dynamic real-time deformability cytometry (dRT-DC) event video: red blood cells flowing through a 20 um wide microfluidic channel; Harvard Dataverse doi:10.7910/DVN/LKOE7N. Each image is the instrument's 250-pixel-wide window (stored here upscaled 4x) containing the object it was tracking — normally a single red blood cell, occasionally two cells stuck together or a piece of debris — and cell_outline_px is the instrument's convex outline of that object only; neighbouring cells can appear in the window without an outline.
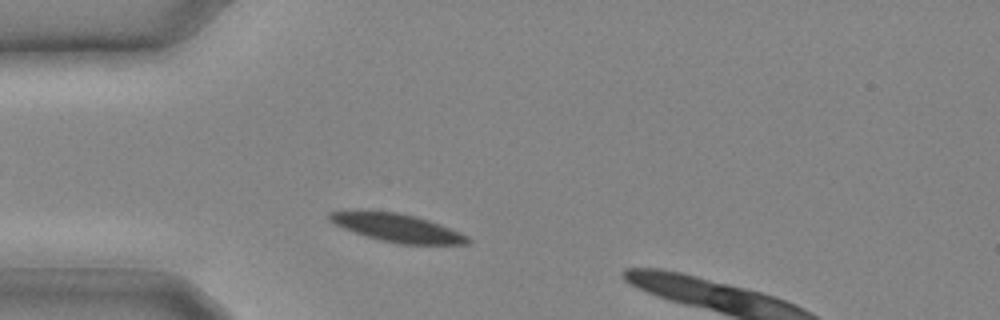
{"species": "common noctule bat (a hibernating species)", "species_latin": "Nyctalus noctula", "temperature_condition": "cold", "stored_images_in_passage": 21, "camera_frame_rate_fps": 3000, "um_per_image_px": 0.085, "animal": {"sex": "male", "body_mass_g": 20.4}, "frame": {"image": 1, "passage_image": 3, "time_ms": 0.667, "image_size_px": [1000, 320], "cell_outline_px": [[472, 240], [468, 244], [400, 244], [380, 240], [364, 236], [344, 228], [328, 220], [328, 212], [396, 212], [416, 216], [440, 224], [460, 232], [468, 236]], "centroid_in_image_um": [33.83, 19.39], "position_along_channel_um": 51.2, "area_um2": 22.2}}
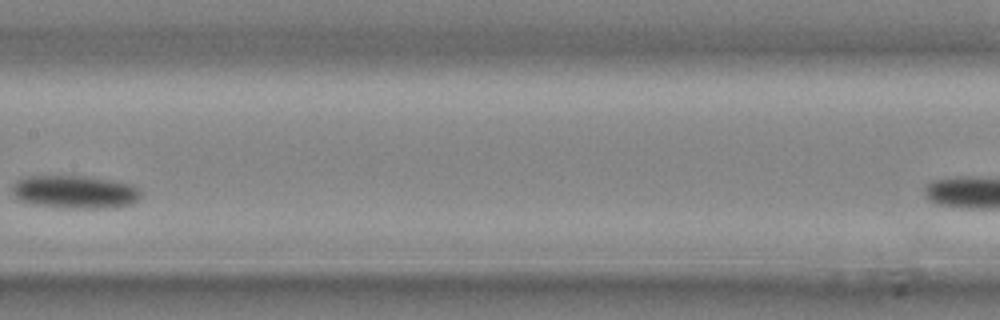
{"frame": {"image": 2, "passage_image": 10, "time_ms": 3.0, "image_size_px": [1000, 320], "cell_outline_px": [[140, 196], [132, 204], [112, 208], [60, 208], [32, 204], [16, 200], [12, 192], [12, 184], [16, 180], [24, 176], [84, 176], [116, 180], [132, 184], [140, 192]], "centroid_in_image_um": [6.32, 16.32], "position_along_channel_um": 201.1, "area_um2": 25.26}}
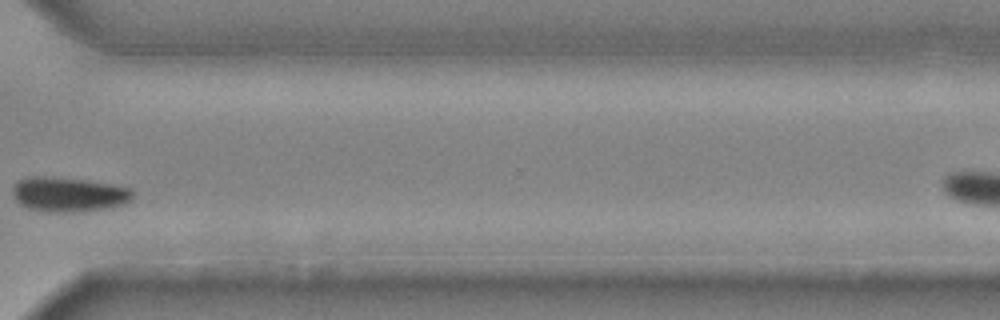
{"frame": {"image": 3, "passage_image": 17, "time_ms": 5.333, "image_size_px": [1000, 320], "cell_outline_px": [[132, 200], [124, 204], [108, 208], [56, 212], [28, 208], [20, 204], [16, 200], [12, 192], [12, 188], [16, 180], [32, 176], [44, 176], [84, 180], [112, 184], [132, 188]], "centroid_in_image_um": [5.82, 16.5], "position_along_channel_um": 364.8, "area_um2": 23.99}}